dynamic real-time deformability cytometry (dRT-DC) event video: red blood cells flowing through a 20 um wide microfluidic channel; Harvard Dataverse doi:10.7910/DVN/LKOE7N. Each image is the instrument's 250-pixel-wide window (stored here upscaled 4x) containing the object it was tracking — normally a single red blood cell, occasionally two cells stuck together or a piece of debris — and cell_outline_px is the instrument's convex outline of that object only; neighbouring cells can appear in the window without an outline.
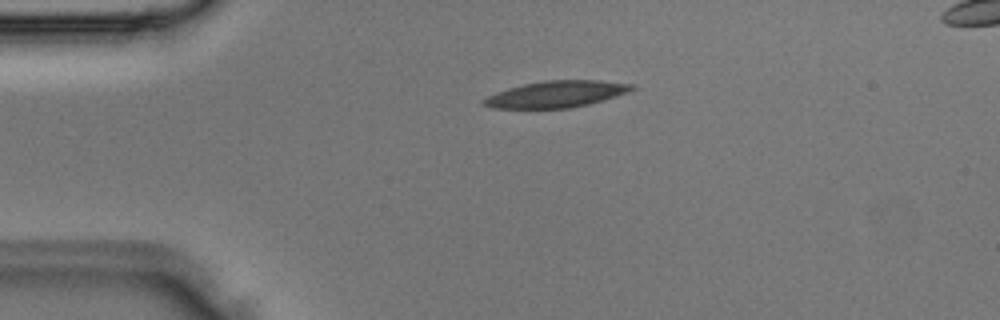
{"species": "Egyptian fruit bat (a non-hibernating species)", "species_latin": "Rousettus aegyptiacus", "temperature_condition": "room temperature", "stored_images_in_passage": 2, "segment_of_instrument_passage": [1, 2], "camera_frame_rate_fps": 3000, "um_per_image_px": 0.085, "animal": {"sex": "male"}, "frame": {"image": 1, "passage_image": 1, "time_ms": 0.0, "image_size_px": [1000, 320], "cell_outline_px": [[636, 88], [628, 92], [616, 96], [588, 104], [568, 108], [492, 108], [480, 104], [480, 100], [488, 96], [508, 88], [524, 84], [544, 80], [596, 80], [636, 84]], "centroid_in_image_um": [47.28, 8.0], "position_along_channel_um": 37.7, "area_um2": 22.89}}